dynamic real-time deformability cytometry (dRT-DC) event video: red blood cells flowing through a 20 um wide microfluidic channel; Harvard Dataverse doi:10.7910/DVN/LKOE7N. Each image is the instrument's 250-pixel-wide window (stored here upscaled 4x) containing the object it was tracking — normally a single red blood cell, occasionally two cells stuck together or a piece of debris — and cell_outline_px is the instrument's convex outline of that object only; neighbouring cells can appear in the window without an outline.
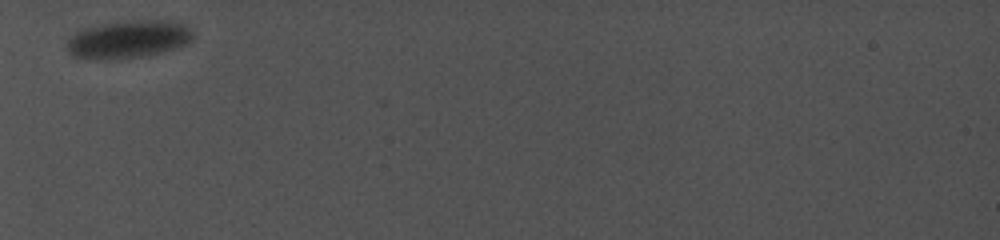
{"species": "common noctule bat (a hibernating species)", "species_latin": "Nyctalus noctula", "temperature_condition": "cold", "stored_images_in_passage": 2, "camera_frame_rate_fps": 5000, "um_per_image_px": 0.085, "animal": {"sex": "female", "body_mass_g": 19.0, "forearm_length_mm": 56.7}, "frame": {"image": 1, "passage_image": 1, "time_ms": 0.0, "image_size_px": [1000, 240], "cell_outline_px": [[192, 40], [184, 44], [160, 52], [144, 56], [108, 60], [100, 60], [72, 56], [68, 52], [68, 40], [76, 32], [84, 28], [100, 24], [128, 20], [172, 20], [184, 24], [192, 32]], "centroid_in_image_um": [10.88, 3.33], "position_along_channel_um": 74.1, "area_um2": 27.69}}